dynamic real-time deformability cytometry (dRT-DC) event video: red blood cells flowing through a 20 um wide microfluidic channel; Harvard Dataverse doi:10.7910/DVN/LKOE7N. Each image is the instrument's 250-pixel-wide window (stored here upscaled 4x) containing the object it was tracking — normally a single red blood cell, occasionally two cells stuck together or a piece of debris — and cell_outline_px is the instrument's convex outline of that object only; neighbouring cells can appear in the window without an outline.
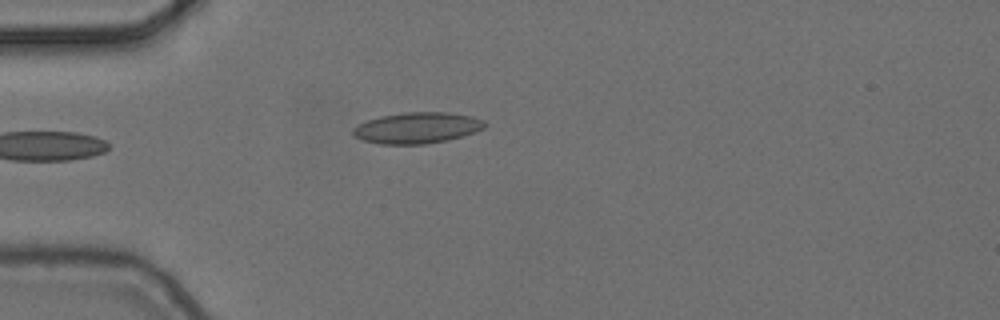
{"species": "common noctule bat (a hibernating species)", "species_latin": "Nyctalus noctula", "temperature_condition": "cold", "stored_images_in_passage": 5, "camera_frame_rate_fps": 3000, "um_per_image_px": 0.085, "animal": {"sex": "female", "body_mass_g": 24.6, "forearm_length_mm": 56.2}, "frame": {"image": 1, "passage_image": 5, "time_ms": 1.333, "image_size_px": [1000, 320], "cell_outline_px": [[488, 124], [484, 128], [476, 132], [464, 136], [448, 140], [424, 144], [380, 144], [364, 140], [356, 136], [352, 132], [352, 128], [368, 120], [380, 116], [404, 112], [448, 112], [472, 116], [484, 120]], "centroid_in_image_um": [35.51, 10.86], "position_along_channel_um": 49.5, "area_um2": 23.93}}